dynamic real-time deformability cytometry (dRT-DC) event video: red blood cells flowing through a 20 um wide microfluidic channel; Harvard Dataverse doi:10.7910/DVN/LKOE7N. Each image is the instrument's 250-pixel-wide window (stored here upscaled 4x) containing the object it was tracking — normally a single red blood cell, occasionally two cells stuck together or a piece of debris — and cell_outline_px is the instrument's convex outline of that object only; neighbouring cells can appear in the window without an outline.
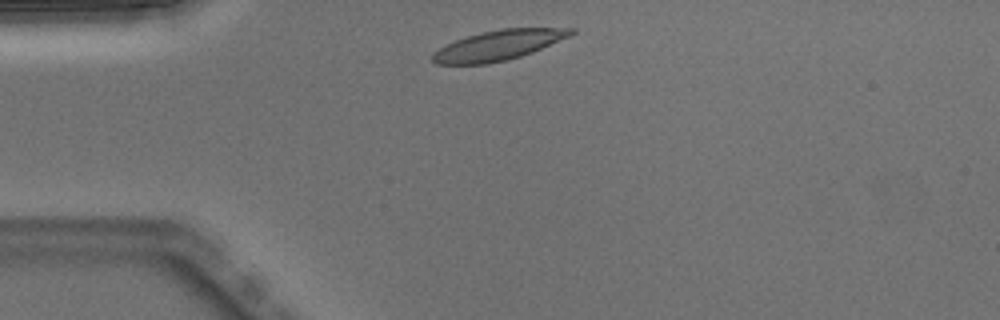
{"species": "Egyptian fruit bat (a non-hibernating species)", "species_latin": "Rousettus aegyptiacus", "temperature_condition": "warm", "stored_images_in_passage": 3, "camera_frame_rate_fps": 3000, "um_per_image_px": 0.085, "animal": {"sex": "male"}, "frame": {"image": 1, "passage_image": 1, "time_ms": 0.0, "image_size_px": [1000, 320], "cell_outline_px": [[576, 32], [572, 36], [532, 52], [520, 56], [504, 60], [484, 64], [436, 64], [432, 60], [432, 52], [444, 44], [468, 36], [500, 28], [576, 28]], "centroid_in_image_um": [42.38, 3.84], "position_along_channel_um": 42.6, "area_um2": 24.16}}
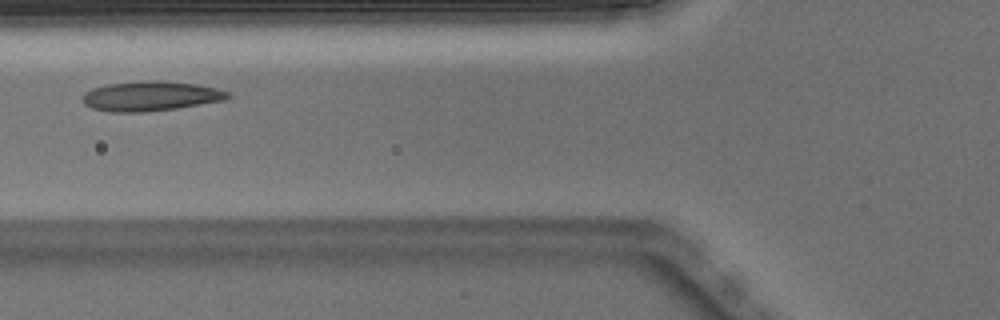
{"frame": {"image": 2, "passage_image": 3, "time_ms": 0.667, "image_size_px": [1000, 320], "cell_outline_px": [[232, 96], [224, 100], [176, 108], [144, 112], [112, 112], [92, 108], [84, 104], [84, 92], [92, 88], [108, 84], [148, 80], [156, 80], [196, 84], [216, 88], [228, 92]], "centroid_in_image_um": [12.8, 8.16], "position_along_channel_um": 113.0, "area_um2": 24.97}}